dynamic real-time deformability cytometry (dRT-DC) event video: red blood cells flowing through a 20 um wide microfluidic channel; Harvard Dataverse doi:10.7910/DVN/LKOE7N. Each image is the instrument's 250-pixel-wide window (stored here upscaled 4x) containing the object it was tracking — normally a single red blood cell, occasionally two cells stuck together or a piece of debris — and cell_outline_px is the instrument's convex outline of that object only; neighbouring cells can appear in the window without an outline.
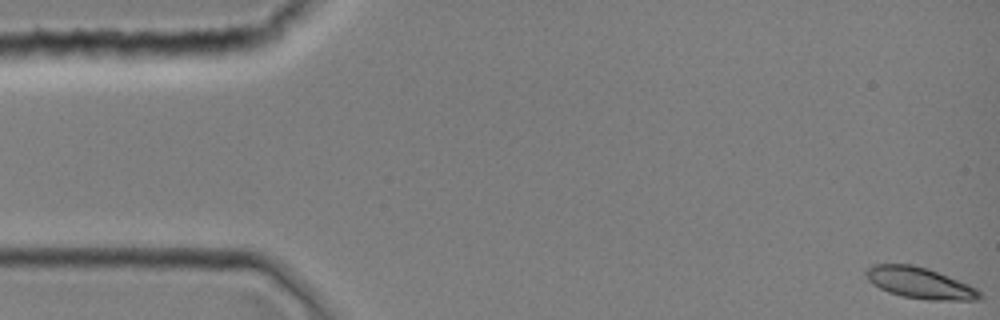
{"species": "common noctule bat (a hibernating species)", "species_latin": "Nyctalus noctula", "temperature_condition": "room temperature", "stored_images_in_passage": 11, "camera_frame_rate_fps": 3000, "um_per_image_px": 0.085, "animal": {"sex": "female", "body_mass_g": 19.0, "forearm_length_mm": 51.5}, "frame": {"image": 1, "passage_image": 1, "time_ms": 0.0, "image_size_px": [1000, 320], "cell_outline_px": [[980, 296], [976, 300], [928, 300], [904, 296], [888, 292], [872, 284], [868, 280], [864, 272], [872, 264], [912, 264], [928, 268], [968, 284], [976, 288], [980, 292]], "centroid_in_image_um": [78.14, 24.04], "position_along_channel_um": 6.9, "area_um2": 20.52}}
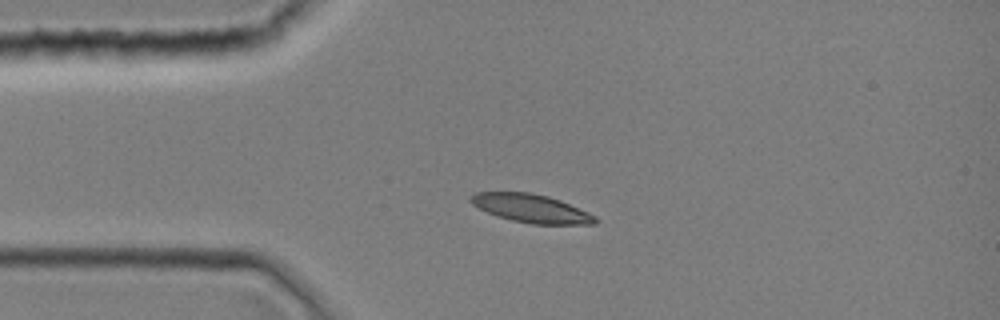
{"frame": {"image": 2, "passage_image": 10, "time_ms": 3.0, "image_size_px": [1000, 320], "cell_outline_px": [[600, 220], [596, 224], [532, 224], [512, 220], [496, 216], [472, 204], [468, 200], [468, 196], [476, 192], [532, 192], [548, 196], [560, 200], [588, 212], [596, 216]], "centroid_in_image_um": [45.15, 17.71], "position_along_channel_um": 39.8, "area_um2": 20.69}}